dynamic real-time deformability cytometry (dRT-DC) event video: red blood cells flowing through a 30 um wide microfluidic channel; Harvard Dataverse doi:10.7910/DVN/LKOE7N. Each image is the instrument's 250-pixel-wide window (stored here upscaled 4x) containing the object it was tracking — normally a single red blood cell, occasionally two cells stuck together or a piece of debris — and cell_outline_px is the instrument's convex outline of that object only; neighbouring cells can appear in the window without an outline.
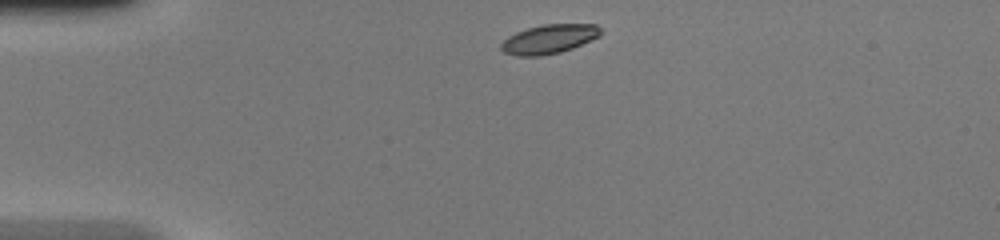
{"species": "common noctule bat (a hibernating species)", "species_latin": "Nyctalus noctula", "temperature_condition": "warm", "stored_images_in_passage": 38, "camera_frame_rate_fps": 3000, "um_per_image_px": 0.085, "animal": {"sex": "female", "body_mass_g": 20.0, "forearm_length_mm": 54.0}, "frame": {"image": 1, "passage_image": 1, "time_ms": 0.0, "image_size_px": [1000, 240], "cell_outline_px": [[604, 32], [600, 36], [592, 40], [572, 48], [560, 52], [540, 56], [516, 56], [504, 52], [500, 48], [500, 44], [508, 36], [516, 32], [528, 28], [544, 24], [596, 24]], "centroid_in_image_um": [46.69, 3.32], "position_along_channel_um": 38.3, "area_um2": 16.99}}
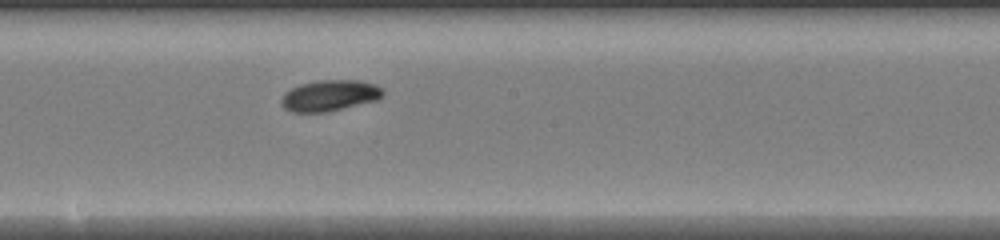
{"frame": {"image": 2, "passage_image": 17, "time_ms": 5.333, "image_size_px": [1000, 240], "cell_outline_px": [[384, 96], [380, 100], [328, 112], [292, 112], [284, 108], [280, 104], [280, 100], [284, 92], [300, 84], [316, 80], [360, 80], [376, 84], [384, 92]], "centroid_in_image_um": [28.04, 8.12], "position_along_channel_um": 220.2, "area_um2": 18.79}}
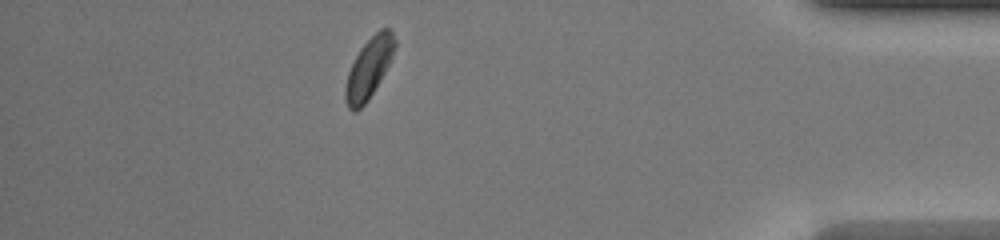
{"frame": {"image": 3, "passage_image": 33, "time_ms": 10.667, "image_size_px": [1000, 240], "cell_outline_px": [[396, 44], [392, 56], [380, 80], [368, 100], [356, 112], [352, 112], [348, 108], [344, 100], [344, 88], [348, 72], [360, 48], [380, 28], [388, 28], [392, 32], [396, 40]], "centroid_in_image_um": [31.33, 5.82], "position_along_channel_um": 403.9, "area_um2": 17.22}, "authors_computed_cell_mechanics": {"area_um2": 17.7157, "velocity_mm_per_s": 4.212, "shape_relaxation_time_tau1_ms": 2.736, "shape_relaxation_time_tau2_ms": null, "deformation_change_tau1": 0.0984, "deformation_change_tau2": null}}